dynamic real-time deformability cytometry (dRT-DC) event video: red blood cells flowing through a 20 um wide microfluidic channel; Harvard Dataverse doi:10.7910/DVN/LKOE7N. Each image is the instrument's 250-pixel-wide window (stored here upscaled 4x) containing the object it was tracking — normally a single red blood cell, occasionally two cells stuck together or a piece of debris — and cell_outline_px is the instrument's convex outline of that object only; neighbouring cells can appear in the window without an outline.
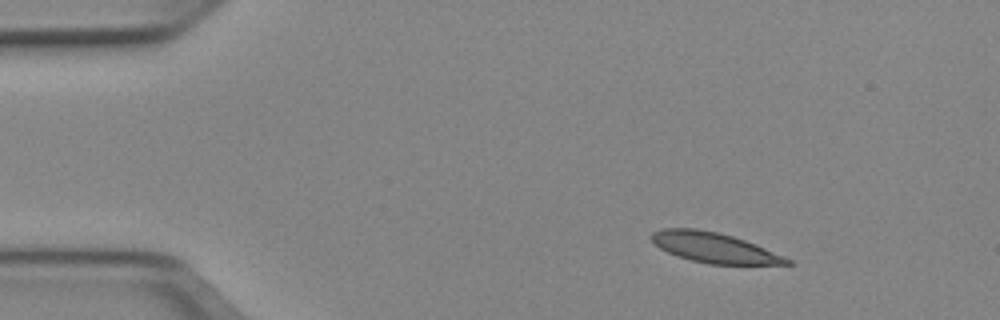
{"species": "Egyptian fruit bat (a non-hibernating species)", "species_latin": "Rousettus aegyptiacus", "temperature_condition": "cold", "stored_images_in_passage": 45, "camera_frame_rate_fps": 3000, "um_per_image_px": 0.085, "animal": {"sex": "female"}, "frame": {"image": 1, "passage_image": 1, "time_ms": 0.0, "image_size_px": [1000, 320], "cell_outline_px": [[792, 264], [708, 264], [676, 256], [660, 248], [648, 236], [652, 232], [660, 228], [696, 228], [716, 232], [732, 236], [756, 244], [784, 256], [792, 260]], "centroid_in_image_um": [60.67, 21.04], "position_along_channel_um": 24.3, "area_um2": 23.7}}
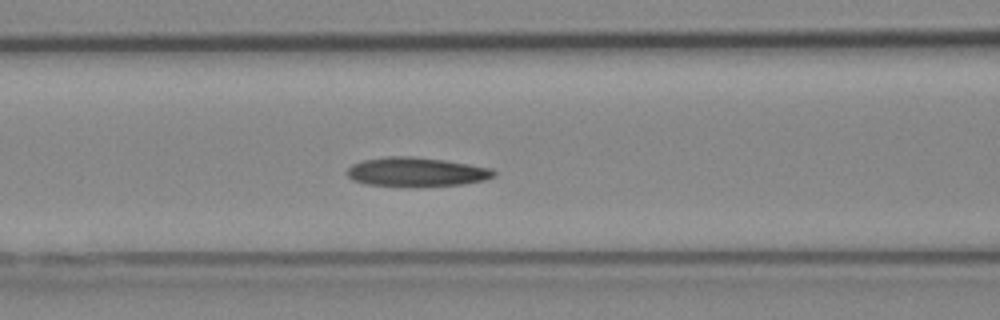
{"frame": {"image": 2, "passage_image": 15, "time_ms": 4.667, "image_size_px": [1000, 320], "cell_outline_px": [[496, 176], [484, 180], [464, 184], [412, 188], [368, 184], [352, 180], [348, 176], [348, 168], [352, 164], [364, 160], [388, 156], [408, 156], [444, 160], [492, 168], [496, 172]], "centroid_in_image_um": [35.41, 14.64], "position_along_channel_um": 131.2, "area_um2": 25.26}}
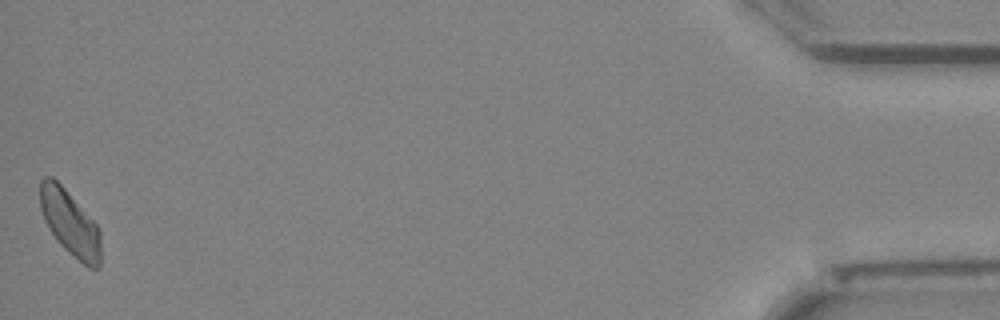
{"frame": {"image": 3, "passage_image": 45, "time_ms": 14.667, "image_size_px": [1000, 320], "cell_outline_px": [[100, 264], [96, 268], [88, 268], [64, 248], [60, 244], [48, 228], [44, 220], [40, 208], [40, 180], [44, 176], [52, 176], [64, 188], [100, 228]], "centroid_in_image_um": [5.94, 18.95], "position_along_channel_um": 429.3, "area_um2": 22.95}, "authors_computed_cell_mechanics": {"area_um2": 24.1604, "velocity_mm_per_s": 3.9161, "shape_relaxation_time_tau1_ms": 10.1893, "shape_relaxation_time_tau2_ms": 5.5214, "deformation_change_tau1": 0.18, "deformation_change_tau2": 0.1179}}